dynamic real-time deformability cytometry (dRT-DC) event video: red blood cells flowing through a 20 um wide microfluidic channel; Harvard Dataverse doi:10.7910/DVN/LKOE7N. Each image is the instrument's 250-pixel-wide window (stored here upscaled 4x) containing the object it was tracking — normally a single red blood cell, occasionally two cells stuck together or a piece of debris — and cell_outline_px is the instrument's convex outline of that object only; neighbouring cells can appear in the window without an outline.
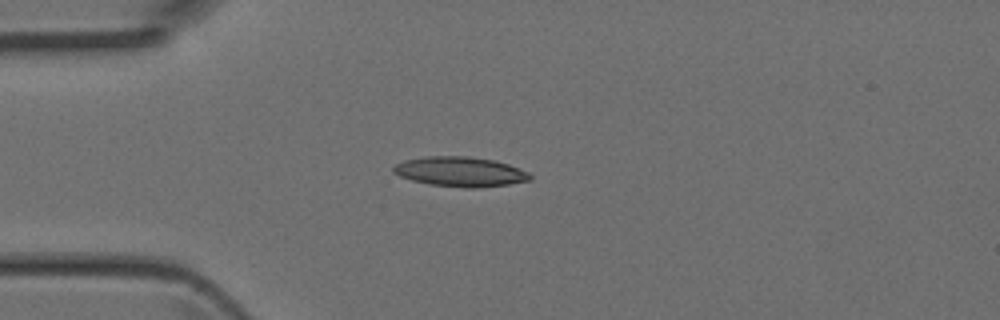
{"species": "Egyptian fruit bat (a non-hibernating species)", "species_latin": "Rousettus aegyptiacus", "temperature_condition": "room temperature", "stored_images_in_passage": 4, "camera_frame_rate_fps": 3000, "um_per_image_px": 0.085, "animal": {"sex": "female"}, "frame": {"image": 1, "passage_image": 3, "time_ms": 0.667, "image_size_px": [1000, 320], "cell_outline_px": [[532, 180], [508, 184], [476, 188], [464, 188], [428, 184], [412, 180], [400, 176], [392, 172], [392, 168], [396, 164], [404, 160], [424, 156], [468, 156], [492, 160], [508, 164], [528, 172], [532, 176]], "centroid_in_image_um": [39.1, 14.59], "position_along_channel_um": 45.9, "area_um2": 23.76}}